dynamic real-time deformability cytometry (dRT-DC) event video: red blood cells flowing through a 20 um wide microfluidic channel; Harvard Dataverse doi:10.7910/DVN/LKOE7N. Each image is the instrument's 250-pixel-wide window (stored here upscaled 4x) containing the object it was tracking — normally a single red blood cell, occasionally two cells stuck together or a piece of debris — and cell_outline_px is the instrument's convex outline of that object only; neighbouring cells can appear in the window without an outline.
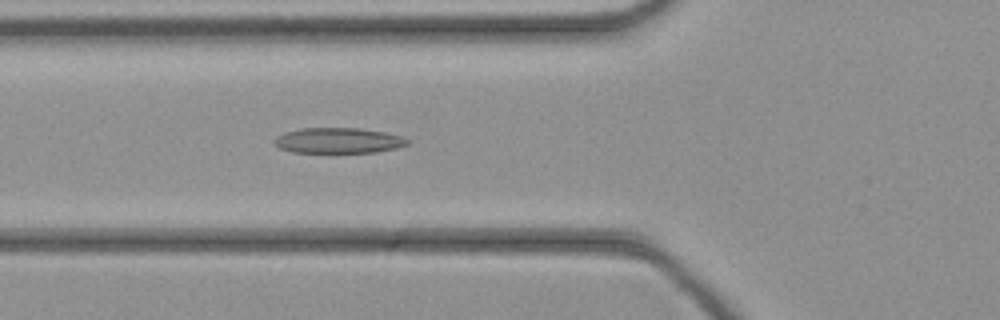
{"species": "common noctule bat (a hibernating species)", "species_latin": "Nyctalus noctula", "temperature_condition": "cold", "stored_images_in_passage": 45, "camera_frame_rate_fps": 3000, "um_per_image_px": 0.085, "animal": {"sex": "female", "body_mass_g": 21.9}, "frame": {"image": 1, "passage_image": 16, "time_ms": 5.0, "image_size_px": [1000, 320], "cell_outline_px": [[408, 144], [396, 148], [376, 152], [292, 152], [280, 148], [272, 140], [276, 136], [284, 132], [300, 128], [360, 128], [384, 132], [404, 136], [408, 140]], "centroid_in_image_um": [28.75, 11.93], "position_along_channel_um": 97.0, "area_um2": 19.77}}
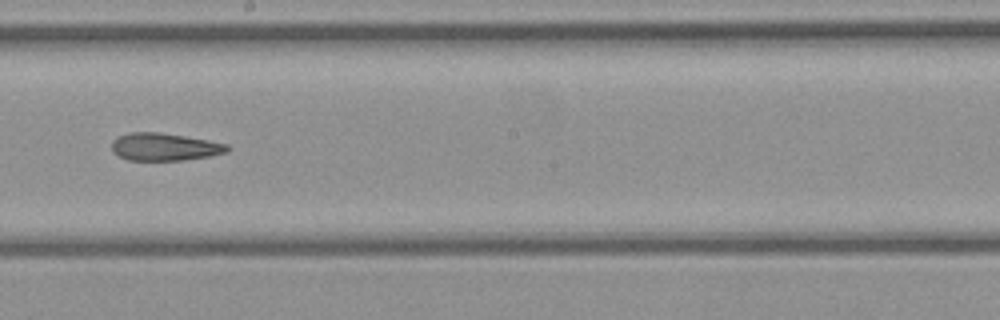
{"frame": {"image": 2, "passage_image": 25, "time_ms": 8.0, "image_size_px": [1000, 320], "cell_outline_px": [[232, 148], [228, 152], [212, 156], [184, 160], [128, 160], [112, 152], [112, 140], [116, 136], [128, 132], [156, 132], [184, 136], [208, 140], [228, 144]], "centroid_in_image_um": [14.0, 12.48], "position_along_channel_um": 234.2, "area_um2": 18.79}}
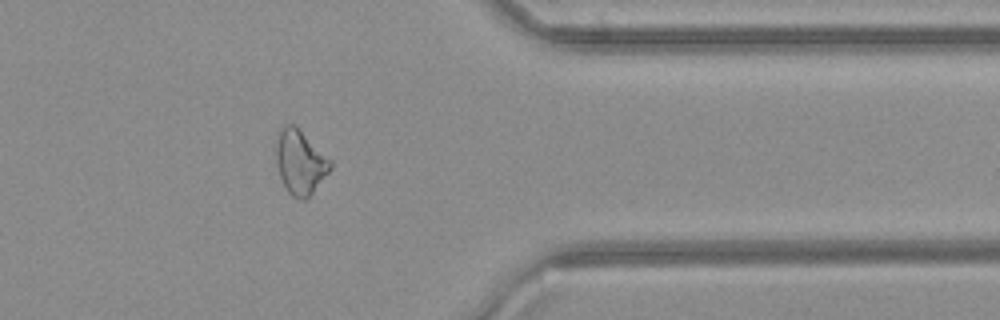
{"frame": {"image": 3, "passage_image": 36, "time_ms": 11.667, "image_size_px": [1000, 320], "cell_outline_px": [[332, 168], [312, 192], [304, 200], [300, 200], [292, 196], [288, 192], [280, 176], [276, 164], [276, 144], [280, 132], [284, 124], [292, 124], [332, 160]], "centroid_in_image_um": [25.51, 13.81], "position_along_channel_um": 385.9, "area_um2": 19.83}}